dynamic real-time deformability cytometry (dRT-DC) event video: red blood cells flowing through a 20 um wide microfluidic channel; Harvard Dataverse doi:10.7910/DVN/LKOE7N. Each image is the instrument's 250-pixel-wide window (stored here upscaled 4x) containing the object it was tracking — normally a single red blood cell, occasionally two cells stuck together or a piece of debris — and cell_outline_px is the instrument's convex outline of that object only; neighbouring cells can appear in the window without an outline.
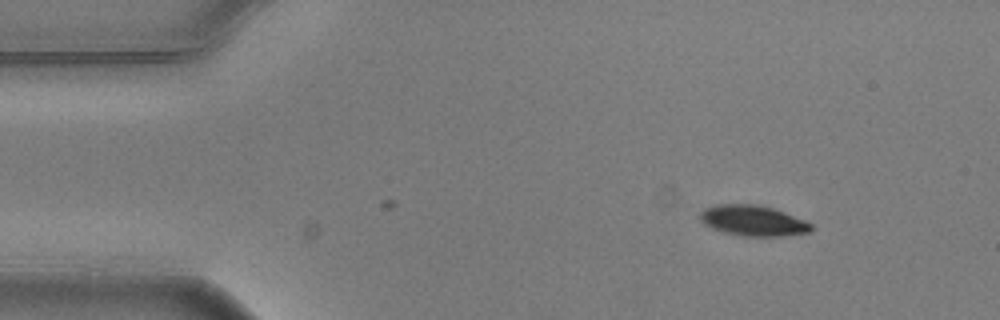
{"species": "common noctule bat (a hibernating species)", "species_latin": "Nyctalus noctula", "temperature_condition": "warm", "stored_images_in_passage": 4, "segment_of_instrument_passage": [1, 2], "camera_frame_rate_fps": 3000, "um_per_image_px": 0.085, "animal": {"sex": "male", "body_mass_g": 20.5, "forearm_length_mm": 52.5}, "frame": {"image": 1, "passage_image": 1, "time_ms": 0.0, "image_size_px": [1000, 320], "cell_outline_px": [[816, 228], [812, 232], [780, 236], [744, 236], [724, 232], [712, 228], [704, 224], [700, 220], [700, 212], [704, 208], [716, 204], [756, 204], [772, 208], [784, 212], [804, 220], [812, 224]], "centroid_in_image_um": [64.02, 18.75], "position_along_channel_um": 21.0, "area_um2": 19.88}}